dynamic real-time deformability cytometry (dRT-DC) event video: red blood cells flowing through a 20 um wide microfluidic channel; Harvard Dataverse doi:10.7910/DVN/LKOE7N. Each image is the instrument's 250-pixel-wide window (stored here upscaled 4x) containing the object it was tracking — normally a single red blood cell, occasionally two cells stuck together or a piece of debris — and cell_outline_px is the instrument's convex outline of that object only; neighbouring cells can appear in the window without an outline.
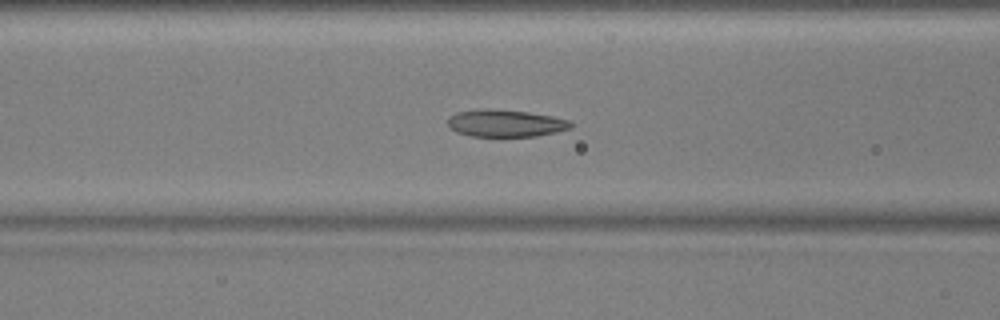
{"species": "common noctule bat (a hibernating species)", "species_latin": "Nyctalus noctula", "temperature_condition": "warm", "stored_images_in_passage": 56, "camera_frame_rate_fps": 3000, "um_per_image_px": 0.085, "animal": {"sex": "male", "body_mass_g": 17.9, "forearm_length_mm": 54.2}, "frame": {"image": 1, "passage_image": 23, "time_ms": 7.333, "image_size_px": [1000, 320], "cell_outline_px": [[572, 128], [556, 132], [536, 136], [472, 136], [456, 132], [448, 128], [448, 116], [456, 112], [484, 108], [488, 108], [528, 112], [552, 116], [572, 120]], "centroid_in_image_um": [42.96, 10.47], "position_along_channel_um": 123.6, "area_um2": 19.71}}
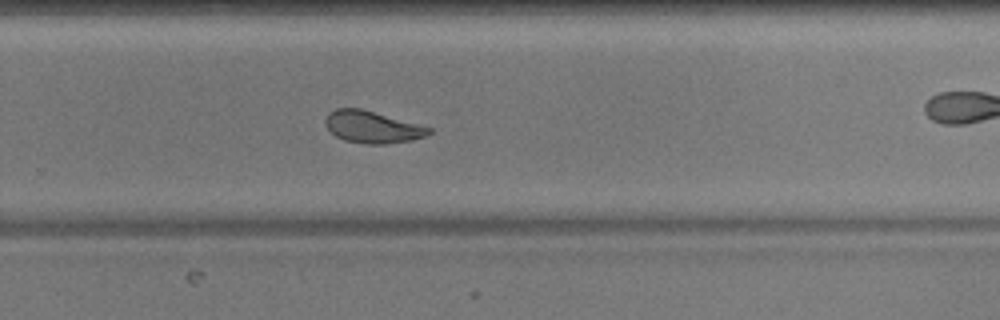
{"frame": {"image": 2, "passage_image": 37, "time_ms": 12.0, "image_size_px": [1000, 320], "cell_outline_px": [[432, 132], [424, 136], [412, 140], [384, 144], [364, 144], [344, 140], [336, 136], [324, 124], [324, 120], [328, 112], [336, 108], [360, 108], [432, 128]], "centroid_in_image_um": [31.61, 10.8], "position_along_channel_um": 298.2, "area_um2": 19.19}}
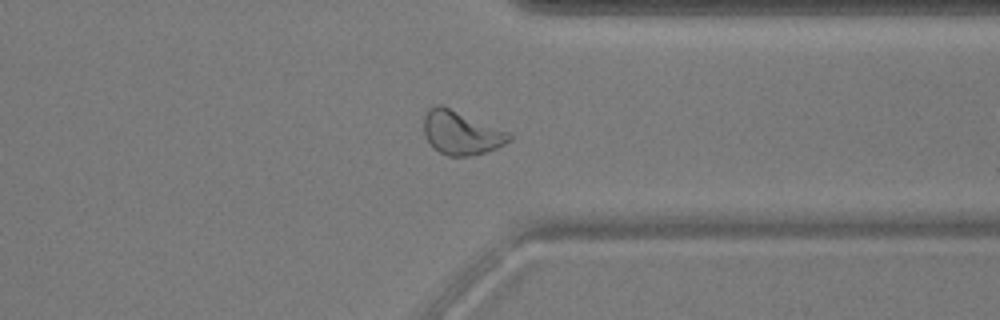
{"frame": {"image": 3, "passage_image": 43, "time_ms": 14.0, "image_size_px": [1000, 320], "cell_outline_px": [[512, 140], [496, 148], [472, 156], [448, 156], [432, 148], [424, 136], [424, 116], [428, 108], [436, 104], [440, 104], [508, 132], [512, 136]], "centroid_in_image_um": [39.15, 11.3], "position_along_channel_um": 372.2, "area_um2": 21.62}, "authors_computed_cell_mechanics": {"area_um2": 20.6057, "velocity_mm_per_s": 3.7461, "shape_relaxation_time_tau1_ms": 4.2827, "shape_relaxation_time_tau2_ms": 0.9104, "deformation_change_tau1": 0.15, "deformation_change_tau2": 0.0658}}